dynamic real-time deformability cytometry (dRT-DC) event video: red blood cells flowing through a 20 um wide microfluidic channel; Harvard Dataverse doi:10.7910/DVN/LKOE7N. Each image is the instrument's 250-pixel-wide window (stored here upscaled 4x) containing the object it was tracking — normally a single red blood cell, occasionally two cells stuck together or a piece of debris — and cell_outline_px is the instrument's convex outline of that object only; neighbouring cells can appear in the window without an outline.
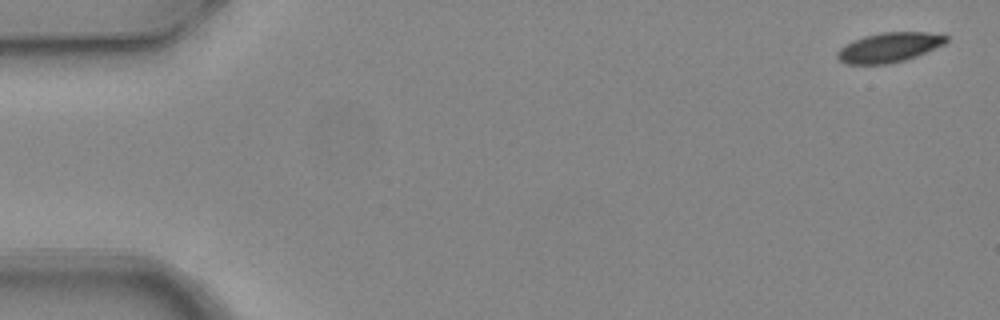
{"species": "common noctule bat (a hibernating species)", "species_latin": "Nyctalus noctula", "temperature_condition": "warm", "stored_images_in_passage": 4, "camera_frame_rate_fps": 3000, "um_per_image_px": 0.085, "animal": {"sex": "female", "body_mass_g": 24.6, "forearm_length_mm": 56.2}, "frame": {"image": 1, "passage_image": 1, "time_ms": 0.0, "image_size_px": [1000, 320], "cell_outline_px": [[948, 40], [944, 44], [916, 56], [904, 60], [884, 64], [848, 64], [840, 60], [836, 56], [836, 52], [840, 48], [852, 40], [864, 36], [880, 32], [924, 32], [948, 36]], "centroid_in_image_um": [75.54, 4.02], "position_along_channel_um": 9.5, "area_um2": 18.67}}
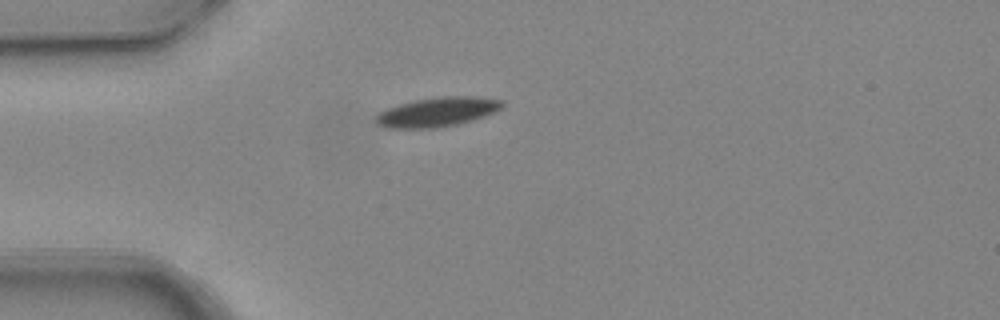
{"frame": {"image": 2, "passage_image": 4, "time_ms": 1.0, "image_size_px": [1000, 320], "cell_outline_px": [[504, 104], [496, 112], [484, 116], [456, 124], [436, 128], [384, 128], [376, 124], [376, 116], [380, 112], [388, 108], [400, 104], [416, 100], [440, 96], [472, 96], [504, 100]], "centroid_in_image_um": [37.17, 9.51], "position_along_channel_um": 47.8, "area_um2": 21.5}}